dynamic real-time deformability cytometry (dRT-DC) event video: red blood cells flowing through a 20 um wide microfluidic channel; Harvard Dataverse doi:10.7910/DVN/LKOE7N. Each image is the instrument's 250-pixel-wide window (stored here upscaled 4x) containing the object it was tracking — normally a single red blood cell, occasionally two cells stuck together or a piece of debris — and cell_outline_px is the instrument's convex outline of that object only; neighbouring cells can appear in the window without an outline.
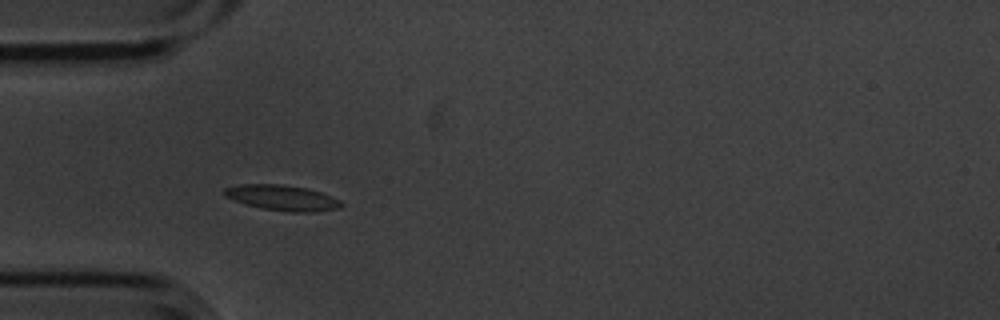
{"species": "common noctule bat (a hibernating species)", "species_latin": "Nyctalus noctula", "temperature_condition": "cold", "stored_images_in_passage": 4, "camera_frame_rate_fps": 3000, "um_per_image_px": 0.085, "animal": {"sex": "male", "body_mass_g": 20.1, "forearm_length_mm": 53.5}, "frame": {"image": 1, "passage_image": 3, "time_ms": 0.667, "image_size_px": [1000, 320], "cell_outline_px": [[344, 204], [340, 208], [312, 212], [288, 212], [260, 208], [244, 204], [224, 196], [220, 192], [224, 188], [240, 184], [280, 184], [308, 188], [332, 196], [340, 200]], "centroid_in_image_um": [23.96, 16.81], "position_along_channel_um": 61.0, "area_um2": 17.63}}
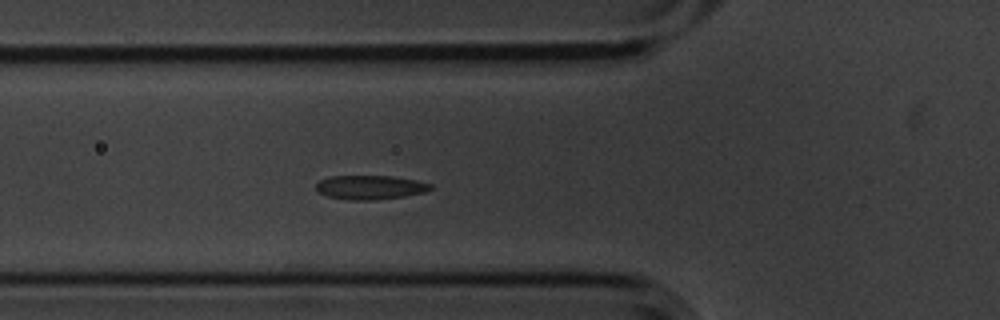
{"frame": {"image": 2, "passage_image": 4, "time_ms": 1.0, "image_size_px": [1000, 320], "cell_outline_px": [[432, 188], [424, 192], [404, 196], [376, 200], [344, 200], [328, 196], [320, 192], [316, 188], [316, 184], [320, 180], [332, 176], [392, 176], [416, 180], [432, 184]], "centroid_in_image_um": [31.47, 15.93], "position_along_channel_um": 94.3, "area_um2": 16.01}}